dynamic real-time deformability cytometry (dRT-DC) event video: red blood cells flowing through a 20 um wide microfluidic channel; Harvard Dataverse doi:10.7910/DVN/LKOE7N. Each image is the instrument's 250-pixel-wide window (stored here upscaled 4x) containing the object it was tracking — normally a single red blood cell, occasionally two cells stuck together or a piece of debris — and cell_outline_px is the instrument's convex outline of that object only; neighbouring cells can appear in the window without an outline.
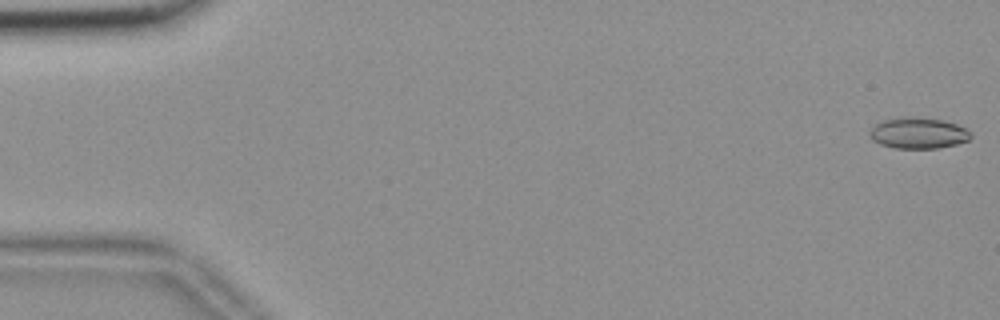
{"species": "common noctule bat (a hibernating species)", "species_latin": "Nyctalus noctula", "temperature_condition": "room temperature", "stored_images_in_passage": 55, "camera_frame_rate_fps": 3000, "um_per_image_px": 0.085, "animal": {"sex": "female", "body_mass_g": 18.4}, "frame": {"image": 1, "passage_image": 1, "time_ms": 0.0, "image_size_px": [1000, 320], "cell_outline_px": [[972, 136], [968, 140], [956, 144], [936, 148], [896, 148], [880, 144], [872, 140], [868, 132], [876, 124], [884, 120], [908, 116], [912, 116], [940, 120], [956, 124], [968, 128], [972, 132]], "centroid_in_image_um": [78.07, 11.31], "position_along_channel_um": 6.9, "area_um2": 18.26}}
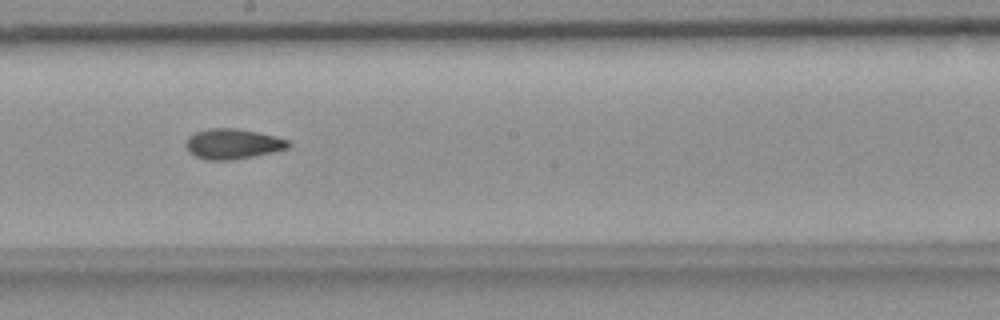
{"frame": {"image": 2, "passage_image": 31, "time_ms": 10.0, "image_size_px": [1000, 320], "cell_outline_px": [[292, 144], [288, 148], [272, 152], [252, 156], [228, 160], [208, 160], [196, 156], [184, 144], [188, 136], [196, 132], [208, 128], [236, 128], [276, 136], [288, 140]], "centroid_in_image_um": [19.79, 12.22], "position_along_channel_um": 228.4, "area_um2": 17.86}}
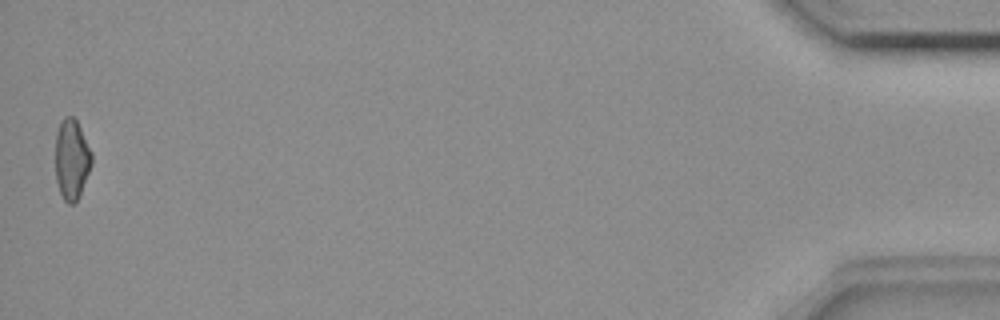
{"frame": {"image": 3, "passage_image": 55, "time_ms": 18.0, "image_size_px": [1000, 320], "cell_outline_px": [[92, 164], [80, 192], [76, 200], [72, 204], [68, 204], [64, 200], [60, 192], [56, 180], [56, 132], [60, 120], [64, 116], [72, 116], [76, 120], [92, 152]], "centroid_in_image_um": [6.08, 13.51], "position_along_channel_um": 429.1, "area_um2": 16.82}, "authors_computed_cell_mechanics": {"area_um2": 17.7446, "velocity_mm_per_s": 3.6926, "shape_relaxation_time_tau1_ms": null, "shape_relaxation_time_tau2_ms": 3.4418, "deformation_change_tau1": null, "deformation_change_tau2": 0.0892}}